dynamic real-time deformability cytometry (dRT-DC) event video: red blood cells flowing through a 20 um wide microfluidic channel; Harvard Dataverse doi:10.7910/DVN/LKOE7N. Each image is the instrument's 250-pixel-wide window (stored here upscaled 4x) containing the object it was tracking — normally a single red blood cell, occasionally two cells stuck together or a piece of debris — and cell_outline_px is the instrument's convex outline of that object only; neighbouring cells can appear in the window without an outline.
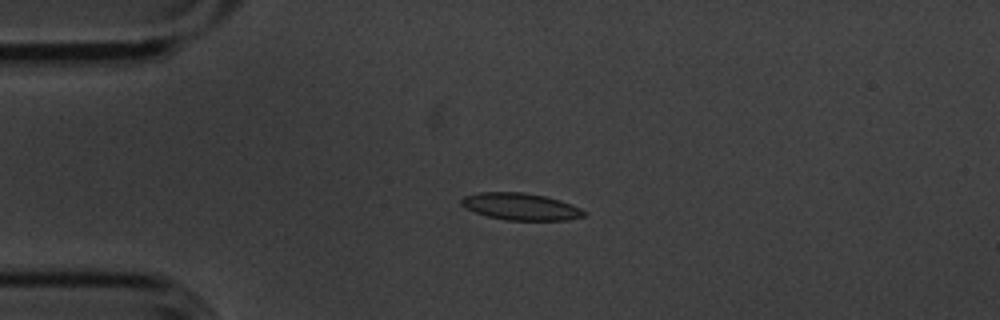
{"species": "common noctule bat (a hibernating species)", "species_latin": "Nyctalus noctula", "temperature_condition": "cold", "stored_images_in_passage": 5, "camera_frame_rate_fps": 3000, "um_per_image_px": 0.085, "animal": {"sex": "male", "body_mass_g": 20.1, "forearm_length_mm": 53.5}, "frame": {"image": 1, "passage_image": 3, "time_ms": 0.667, "image_size_px": [1000, 320], "cell_outline_px": [[588, 212], [584, 216], [568, 220], [504, 220], [488, 216], [464, 208], [460, 204], [460, 200], [464, 196], [480, 192], [524, 192], [544, 196], [560, 200], [572, 204]], "centroid_in_image_um": [44.26, 17.56], "position_along_channel_um": 40.7, "area_um2": 19.36}}
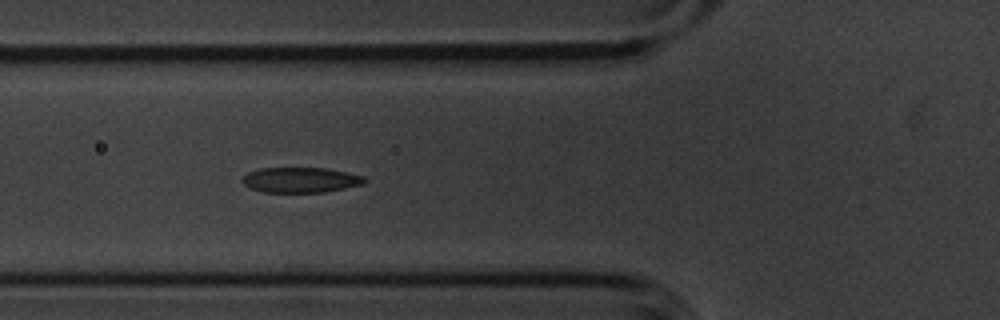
{"frame": {"image": 2, "passage_image": 5, "time_ms": 1.333, "image_size_px": [1000, 320], "cell_outline_px": [[368, 180], [364, 184], [324, 192], [264, 192], [252, 188], [244, 184], [240, 180], [248, 172], [260, 168], [324, 168], [364, 176]], "centroid_in_image_um": [25.55, 15.29], "position_along_channel_um": 100.2, "area_um2": 17.86}}